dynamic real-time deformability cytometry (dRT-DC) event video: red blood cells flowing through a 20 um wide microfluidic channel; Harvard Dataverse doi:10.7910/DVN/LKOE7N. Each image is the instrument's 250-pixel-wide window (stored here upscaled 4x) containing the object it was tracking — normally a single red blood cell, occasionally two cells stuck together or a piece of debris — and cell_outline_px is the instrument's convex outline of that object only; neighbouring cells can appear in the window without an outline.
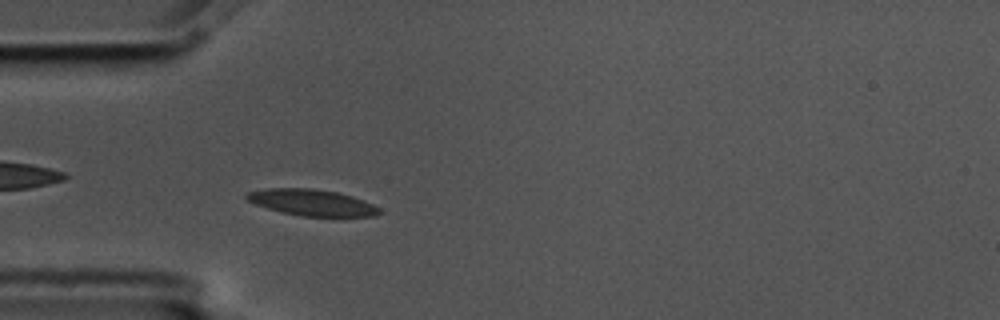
{"species": "common noctule bat (a hibernating species)", "species_latin": "Nyctalus noctula", "temperature_condition": "cold", "stored_images_in_passage": 3, "camera_frame_rate_fps": 3000, "um_per_image_px": 0.085, "animal": {"sex": "male", "body_mass_g": 17.5, "forearm_length_mm": 52.3}, "frame": {"image": 1, "passage_image": 3, "time_ms": 0.667, "image_size_px": [1000, 320], "cell_outline_px": [[380, 212], [376, 216], [300, 216], [268, 208], [256, 204], [248, 200], [244, 196], [248, 192], [268, 188], [312, 188], [336, 192], [352, 196], [364, 200], [380, 208]], "centroid_in_image_um": [26.52, 17.21], "position_along_channel_um": 58.5, "area_um2": 20.11}}